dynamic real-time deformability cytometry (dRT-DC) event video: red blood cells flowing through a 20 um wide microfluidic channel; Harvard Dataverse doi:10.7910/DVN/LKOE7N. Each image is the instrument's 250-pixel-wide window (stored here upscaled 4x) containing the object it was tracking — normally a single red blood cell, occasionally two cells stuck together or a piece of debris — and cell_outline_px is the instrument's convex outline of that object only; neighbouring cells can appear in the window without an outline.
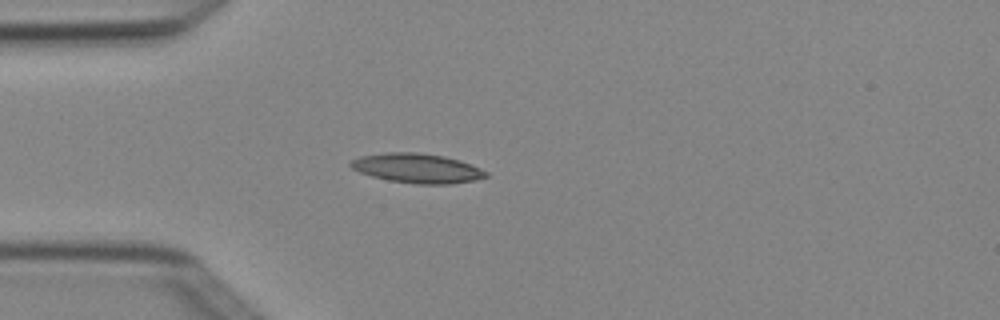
{"species": "Egyptian fruit bat (a non-hibernating species)", "species_latin": "Rousettus aegyptiacus", "temperature_condition": "cold", "stored_images_in_passage": 1, "camera_frame_rate_fps": 3000, "um_per_image_px": 0.085, "animal": {"sex": "female"}, "frame": {"image": 1, "passage_image": 1, "time_ms": 0.0, "image_size_px": [1000, 320], "cell_outline_px": [[488, 176], [472, 180], [452, 184], [416, 184], [388, 180], [372, 176], [360, 172], [352, 168], [348, 164], [352, 160], [360, 156], [388, 152], [416, 152], [444, 156], [460, 160], [480, 168], [488, 172]], "centroid_in_image_um": [35.45, 14.3], "position_along_channel_um": 49.5, "area_um2": 23.18}}